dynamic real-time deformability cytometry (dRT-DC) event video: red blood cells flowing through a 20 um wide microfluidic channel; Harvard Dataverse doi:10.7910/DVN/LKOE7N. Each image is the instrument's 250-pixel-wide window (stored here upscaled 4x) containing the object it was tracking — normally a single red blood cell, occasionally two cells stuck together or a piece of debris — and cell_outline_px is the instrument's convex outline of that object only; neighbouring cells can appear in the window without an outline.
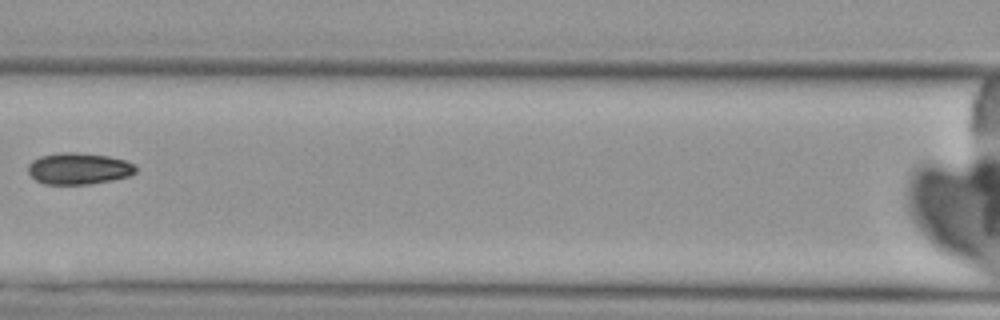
{"species": "Egyptian fruit bat (a non-hibernating species)", "species_latin": "Rousettus aegyptiacus", "temperature_condition": "cold", "stored_images_in_passage": 8, "camera_frame_rate_fps": 3000, "um_per_image_px": 0.085, "animal": {"sex": "female"}, "frame": {"image": 1, "passage_image": 7, "time_ms": 8.0, "image_size_px": [1000, 320], "cell_outline_px": [[136, 172], [128, 176], [112, 180], [88, 184], [44, 184], [36, 180], [28, 172], [28, 164], [32, 160], [40, 156], [60, 152], [76, 152], [108, 156], [124, 160], [136, 164]], "centroid_in_image_um": [6.68, 14.32], "position_along_channel_um": 159.9, "area_um2": 19.83}}
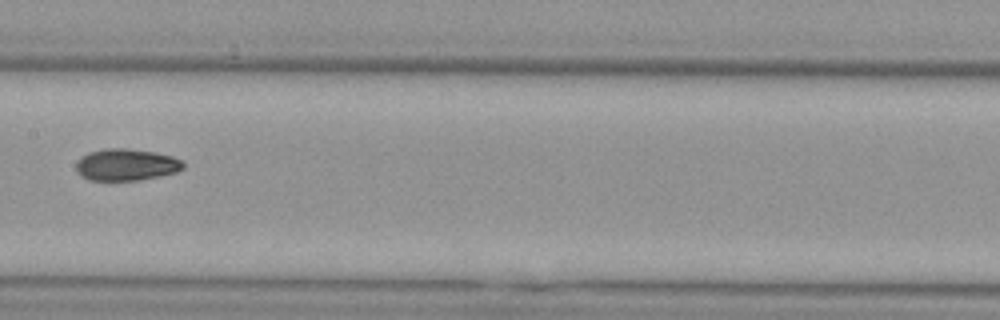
{"frame": {"image": 2, "passage_image": 8, "time_ms": 9.0, "image_size_px": [1000, 320], "cell_outline_px": [[184, 168], [176, 172], [160, 176], [136, 180], [88, 180], [80, 176], [76, 168], [76, 160], [80, 156], [88, 152], [104, 148], [124, 148], [152, 152], [172, 156], [184, 160]], "centroid_in_image_um": [10.7, 13.99], "position_along_channel_um": 196.7, "area_um2": 20.0}}